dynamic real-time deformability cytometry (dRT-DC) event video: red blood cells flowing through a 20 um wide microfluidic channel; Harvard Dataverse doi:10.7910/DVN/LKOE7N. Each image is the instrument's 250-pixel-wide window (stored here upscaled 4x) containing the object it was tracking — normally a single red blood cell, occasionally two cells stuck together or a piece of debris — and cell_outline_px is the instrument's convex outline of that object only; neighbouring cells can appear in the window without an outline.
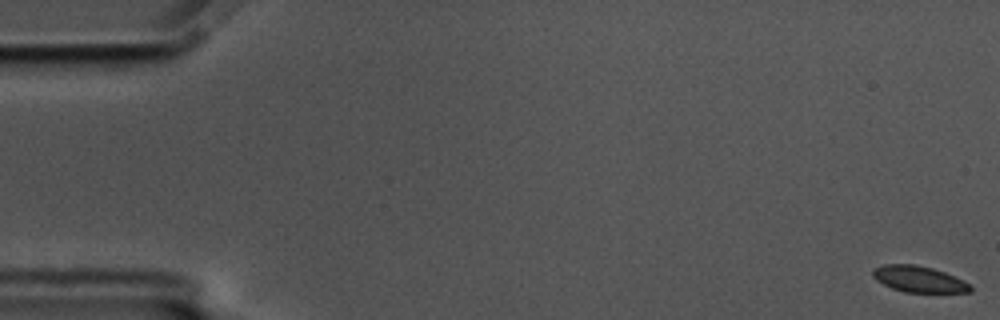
{"species": "common noctule bat (a hibernating species)", "species_latin": "Nyctalus noctula", "temperature_condition": "cold", "stored_images_in_passage": 59, "camera_frame_rate_fps": 3000, "um_per_image_px": 0.085, "animal": {"sex": "male", "body_mass_g": 17.5, "forearm_length_mm": 52.3}, "frame": {"image": 1, "passage_image": 1, "time_ms": 0.0, "image_size_px": [1000, 320], "cell_outline_px": [[972, 292], [904, 292], [892, 288], [876, 280], [872, 276], [872, 272], [876, 268], [884, 264], [916, 264], [932, 268], [944, 272], [964, 280], [972, 288]], "centroid_in_image_um": [78.1, 23.72], "position_along_channel_um": 6.9, "area_um2": 14.8}}
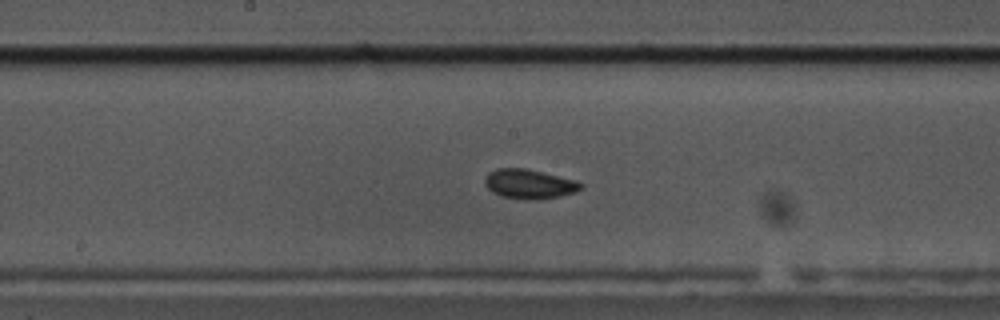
{"frame": {"image": 2, "passage_image": 31, "time_ms": 10.0, "image_size_px": [1000, 320], "cell_outline_px": [[584, 188], [576, 192], [560, 196], [540, 200], [528, 200], [500, 196], [492, 192], [484, 184], [484, 180], [488, 172], [496, 168], [524, 168], [576, 180], [584, 184]], "centroid_in_image_um": [44.99, 15.65], "position_along_channel_um": 203.2, "area_um2": 16.7}}
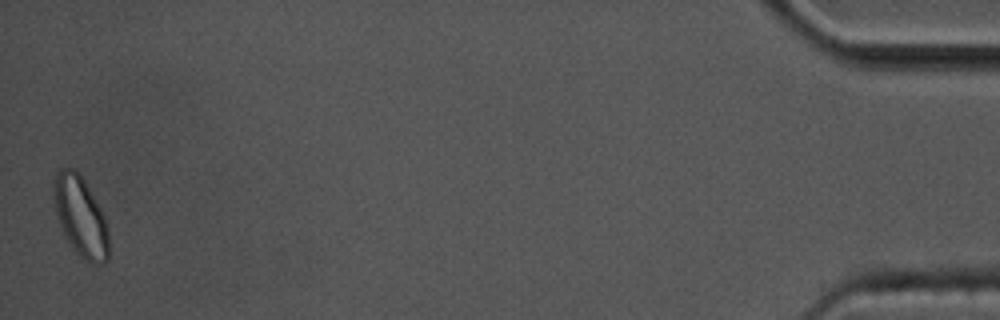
{"frame": {"image": 3, "passage_image": 59, "time_ms": 19.333, "image_size_px": [1000, 320], "cell_outline_px": [[108, 260], [104, 264], [92, 264], [84, 260], [72, 248], [64, 236], [56, 212], [52, 188], [52, 184], [56, 172], [60, 168], [72, 168], [84, 180], [100, 208], [104, 216], [108, 228]], "centroid_in_image_um": [6.84, 18.43], "position_along_channel_um": 428.4, "area_um2": 25.66}, "authors_computed_cell_mechanics": {"area_um2": 15.7216, "velocity_mm_per_s": 3.4152, "shape_relaxation_time_tau1_ms": 3.0175, "shape_relaxation_time_tau2_ms": 2.4309, "deformation_change_tau1": 0.0774, "deformation_change_tau2": 0.0557}}